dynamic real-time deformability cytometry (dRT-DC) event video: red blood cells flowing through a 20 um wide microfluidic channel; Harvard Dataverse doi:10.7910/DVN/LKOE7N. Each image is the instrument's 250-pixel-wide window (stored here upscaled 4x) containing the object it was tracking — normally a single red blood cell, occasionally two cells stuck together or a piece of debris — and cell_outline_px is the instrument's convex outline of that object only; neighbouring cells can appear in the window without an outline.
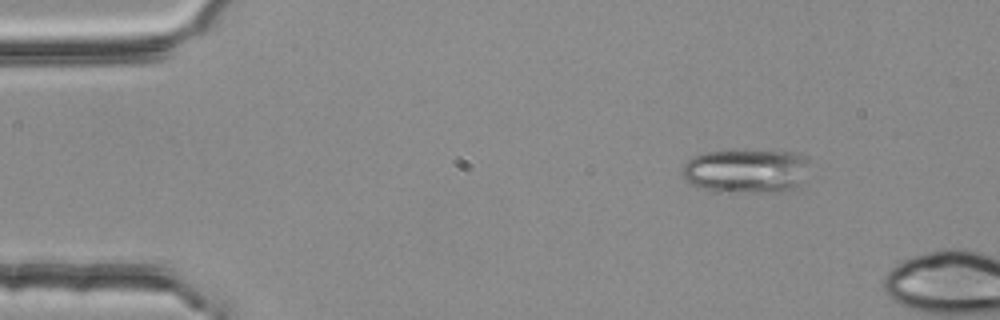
{"species": "common noctule bat (a hibernating species)", "species_latin": "Nyctalus noctula", "temperature_condition": "room temperature", "stored_images_in_passage": 2, "camera_frame_rate_fps": 3000, "um_per_image_px": 0.085, "animal": {"sex": "female", "body_mass_g": 25.1}, "frame": {"image": 1, "passage_image": 1, "time_ms": 0.0, "image_size_px": [1000, 320], "cell_outline_px": [[804, 180], [796, 188], [784, 192], [716, 192], [688, 184], [680, 172], [684, 164], [692, 156], [704, 152], [732, 148], [796, 152], [804, 156]], "centroid_in_image_um": [63.33, 14.51], "position_along_channel_um": 21.7, "area_um2": 33.7}}